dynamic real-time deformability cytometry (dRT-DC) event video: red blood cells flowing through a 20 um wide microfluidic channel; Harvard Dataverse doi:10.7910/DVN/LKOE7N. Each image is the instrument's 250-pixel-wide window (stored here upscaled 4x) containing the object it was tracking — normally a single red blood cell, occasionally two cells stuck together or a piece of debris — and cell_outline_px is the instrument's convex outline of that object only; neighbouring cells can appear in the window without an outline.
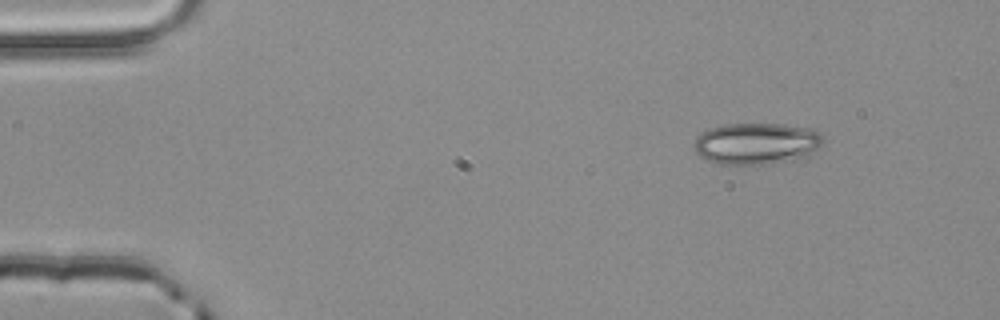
{"species": "common noctule bat (a hibernating species)", "species_latin": "Nyctalus noctula", "temperature_condition": "room temperature", "stored_images_in_passage": 3, "camera_frame_rate_fps": 3000, "um_per_image_px": 0.085, "animal": {"sex": "male", "body_mass_g": 20.4}, "frame": {"image": 1, "passage_image": 1, "time_ms": 0.0, "image_size_px": [1000, 320], "cell_outline_px": [[824, 140], [812, 156], [792, 160], [768, 164], [720, 164], [708, 160], [700, 156], [696, 152], [692, 144], [696, 136], [708, 128], [724, 124], [780, 124], [808, 128], [820, 132], [824, 136]], "centroid_in_image_um": [64.31, 12.2], "position_along_channel_um": 20.7, "area_um2": 31.67}}